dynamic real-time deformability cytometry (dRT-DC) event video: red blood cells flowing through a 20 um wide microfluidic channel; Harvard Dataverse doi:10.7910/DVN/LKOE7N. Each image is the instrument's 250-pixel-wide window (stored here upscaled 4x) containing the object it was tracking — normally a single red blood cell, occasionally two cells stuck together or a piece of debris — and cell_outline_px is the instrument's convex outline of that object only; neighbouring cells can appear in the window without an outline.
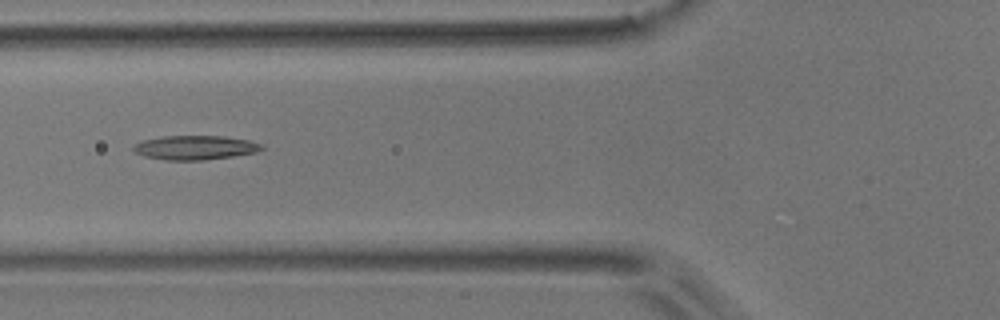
{"species": "common noctule bat (a hibernating species)", "species_latin": "Nyctalus noctula", "temperature_condition": "room temperature", "stored_images_in_passage": 3, "camera_frame_rate_fps": 3000, "um_per_image_px": 0.085, "animal": {"sex": "male", "body_mass_g": 17.9}, "frame": {"image": 1, "passage_image": 2, "time_ms": 0.333, "image_size_px": [1000, 320], "cell_outline_px": [[264, 148], [256, 152], [232, 156], [204, 160], [164, 160], [144, 156], [136, 152], [132, 148], [136, 144], [144, 140], [164, 136], [224, 136], [248, 140], [264, 144]], "centroid_in_image_um": [16.61, 12.54], "position_along_channel_um": 109.2, "area_um2": 17.98}}
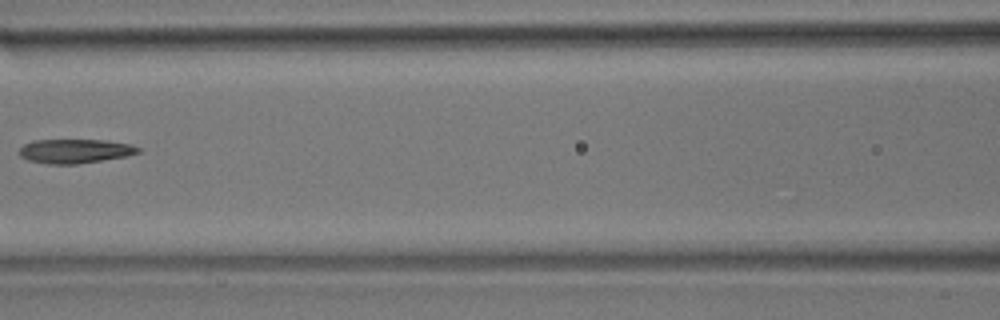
{"frame": {"image": 2, "passage_image": 3, "time_ms": 0.667, "image_size_px": [1000, 320], "cell_outline_px": [[140, 152], [128, 156], [76, 164], [48, 164], [28, 160], [20, 156], [20, 148], [24, 144], [32, 140], [108, 140], [132, 144], [140, 148]], "centroid_in_image_um": [6.4, 12.84], "position_along_channel_um": 160.2, "area_um2": 16.82}}